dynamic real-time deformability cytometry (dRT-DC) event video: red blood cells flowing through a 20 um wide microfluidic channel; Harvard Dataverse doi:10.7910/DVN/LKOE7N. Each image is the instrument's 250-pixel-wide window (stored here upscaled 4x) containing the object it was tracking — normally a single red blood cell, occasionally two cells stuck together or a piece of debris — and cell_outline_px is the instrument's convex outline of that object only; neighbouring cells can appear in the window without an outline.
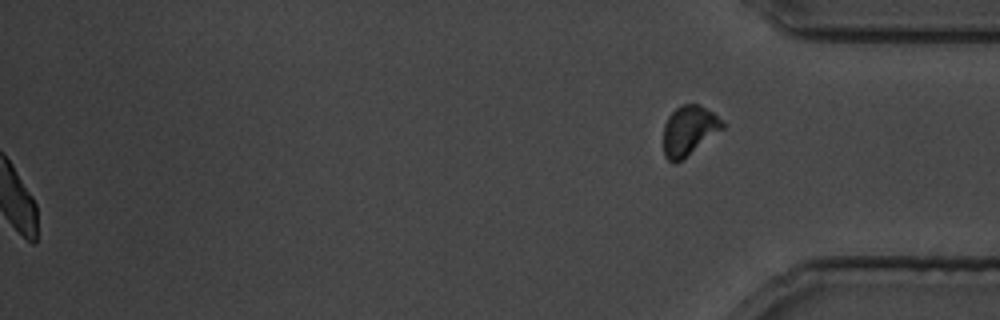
{"species": "common noctule bat (a hibernating species)", "species_latin": "Nyctalus noctula", "temperature_condition": "cold", "stored_images_in_passage": 123, "segment_of_instrument_passage": [2, 2], "camera_frame_rate_fps": 3000, "um_per_image_px": 0.085, "animal": {"sex": "male", "body_mass_g": 19.5, "forearm_length_mm": 54.6}, "frame": {"image": 1, "passage_image": 123, "time_ms": 40.667, "image_size_px": [1000, 320], "cell_outline_px": [[724, 128], [676, 164], [672, 164], [664, 156], [664, 124], [668, 116], [680, 104], [700, 104], [724, 120]], "centroid_in_image_um": [58.56, 11.09], "position_along_channel_um": 376.6, "area_um2": 17.17}}